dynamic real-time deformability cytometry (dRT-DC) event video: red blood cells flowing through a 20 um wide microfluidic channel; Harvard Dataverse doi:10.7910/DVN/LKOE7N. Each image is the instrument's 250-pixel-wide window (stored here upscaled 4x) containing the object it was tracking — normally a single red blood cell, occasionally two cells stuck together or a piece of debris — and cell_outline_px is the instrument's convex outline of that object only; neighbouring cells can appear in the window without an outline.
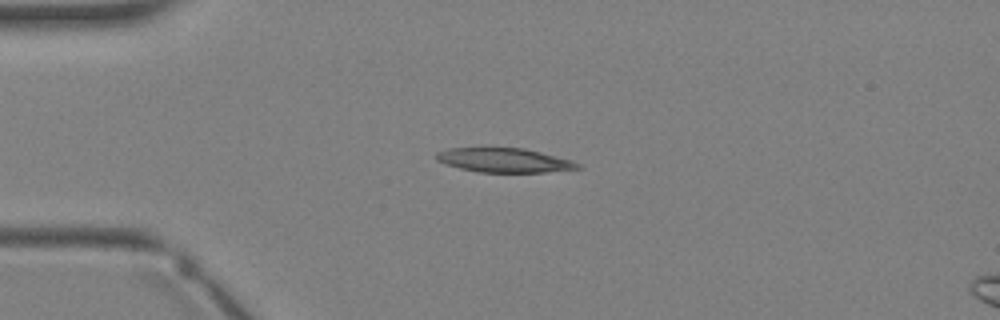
{"species": "Egyptian fruit bat (a non-hibernating species)", "species_latin": "Rousettus aegyptiacus", "temperature_condition": "warm", "stored_images_in_passage": 3, "camera_frame_rate_fps": 3000, "um_per_image_px": 0.085, "animal": {"sex": "female"}, "frame": {"image": 1, "passage_image": 2, "time_ms": 1.0, "image_size_px": [1000, 320], "cell_outline_px": [[584, 168], [544, 172], [476, 172], [444, 164], [436, 160], [436, 152], [448, 148], [524, 148], [572, 160], [580, 164]], "centroid_in_image_um": [42.85, 13.62], "position_along_channel_um": 42.2, "area_um2": 20.0}}